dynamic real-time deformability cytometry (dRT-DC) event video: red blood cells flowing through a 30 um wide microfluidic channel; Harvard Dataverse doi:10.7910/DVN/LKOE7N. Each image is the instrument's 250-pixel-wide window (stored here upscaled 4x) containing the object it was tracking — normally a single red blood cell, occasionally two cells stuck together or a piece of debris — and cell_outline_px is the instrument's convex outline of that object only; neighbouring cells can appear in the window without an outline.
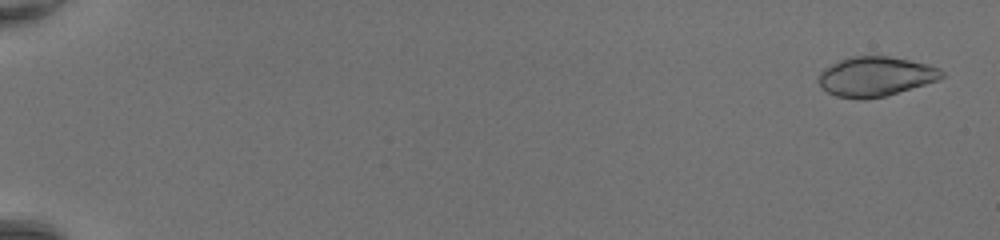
{"species": "common noctule bat (a hibernating species)", "species_latin": "Nyctalus noctula", "temperature_condition": "room temperature", "stored_images_in_passage": 49, "camera_frame_rate_fps": 3000, "um_per_image_px": 0.085, "animal": {"sex": "female", "body_mass_g": 20.0, "forearm_length_mm": 54.0}, "frame": {"image": 1, "passage_image": 2, "time_ms": 0.333, "image_size_px": [1000, 240], "cell_outline_px": [[944, 76], [940, 80], [884, 96], [864, 100], [860, 100], [836, 96], [820, 88], [816, 80], [820, 72], [824, 68], [848, 56], [888, 56], [928, 64], [940, 68], [944, 72]], "centroid_in_image_um": [74.4, 6.51], "position_along_channel_um": 10.6, "area_um2": 28.73}}
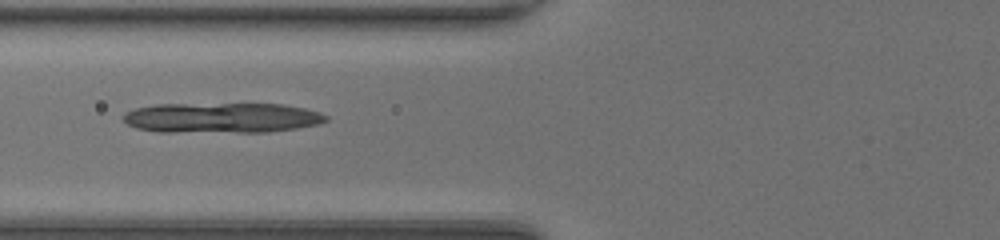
{"frame": {"image": 2, "passage_image": 22, "time_ms": 7.0, "image_size_px": [1000, 240], "cell_outline_px": [[328, 120], [320, 124], [300, 128], [268, 132], [156, 132], [136, 128], [128, 124], [124, 120], [124, 112], [136, 108], [156, 104], [284, 104], [304, 108], [320, 112], [328, 116]], "centroid_in_image_um": [18.89, 10.02], "position_along_channel_um": 106.9, "area_um2": 36.07}}
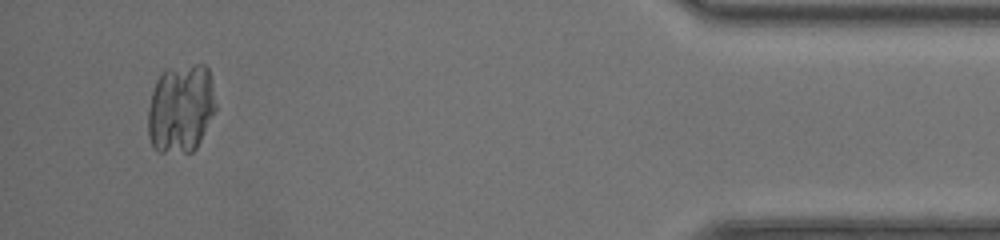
{"frame": {"image": 3, "passage_image": 47, "time_ms": 15.333, "image_size_px": [1000, 240], "cell_outline_px": [[216, 108], [196, 148], [192, 152], [160, 152], [152, 144], [148, 136], [148, 108], [152, 92], [156, 80], [168, 68], [196, 64], [204, 64], [208, 68], [216, 104]], "centroid_in_image_um": [15.36, 9.21], "position_along_channel_um": 419.8, "area_um2": 34.85}}